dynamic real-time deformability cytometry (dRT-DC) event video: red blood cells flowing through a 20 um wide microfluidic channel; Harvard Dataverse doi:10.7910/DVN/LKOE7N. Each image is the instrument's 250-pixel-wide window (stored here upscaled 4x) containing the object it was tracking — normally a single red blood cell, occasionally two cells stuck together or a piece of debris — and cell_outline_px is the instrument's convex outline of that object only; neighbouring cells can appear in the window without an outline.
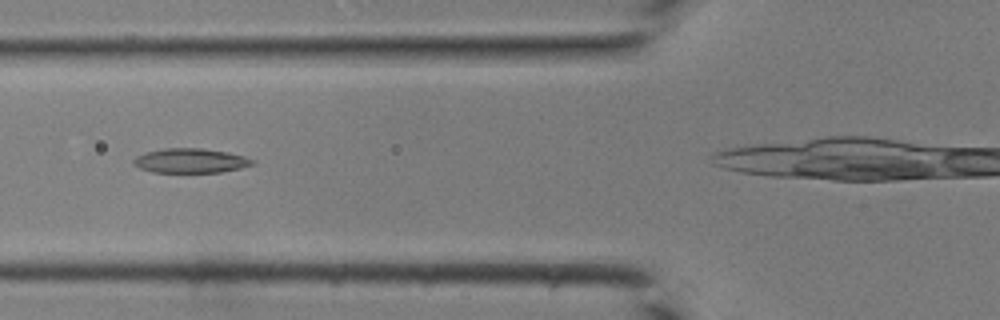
{"species": "common noctule bat (a hibernating species)", "species_latin": "Nyctalus noctula", "temperature_condition": "room temperature", "stored_images_in_passage": 12, "camera_frame_rate_fps": 3000, "um_per_image_px": 0.085, "animal": {"sex": "male", "body_mass_g": 19.0, "forearm_length_mm": 50.8}, "frame": {"image": 1, "passage_image": 7, "time_ms": 2.0, "image_size_px": [1000, 320], "cell_outline_px": [[256, 164], [240, 168], [220, 172], [152, 172], [140, 168], [132, 164], [132, 160], [136, 156], [144, 152], [164, 148], [200, 148], [228, 152], [244, 156], [256, 160]], "centroid_in_image_um": [16.19, 13.65], "position_along_channel_um": 109.6, "area_um2": 17.11}}
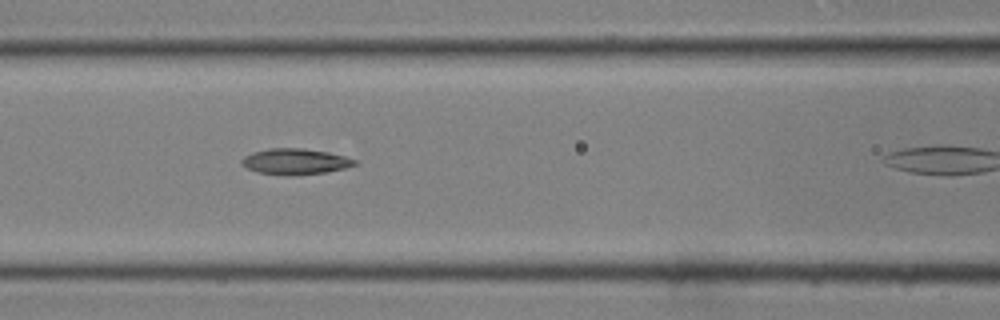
{"frame": {"image": 2, "passage_image": 9, "time_ms": 2.667, "image_size_px": [1000, 320], "cell_outline_px": [[360, 164], [344, 168], [324, 172], [296, 176], [284, 176], [256, 172], [240, 164], [240, 160], [244, 156], [252, 152], [268, 148], [300, 148], [328, 152], [360, 160]], "centroid_in_image_um": [25.1, 13.74], "position_along_channel_um": 141.5, "area_um2": 17.4}}